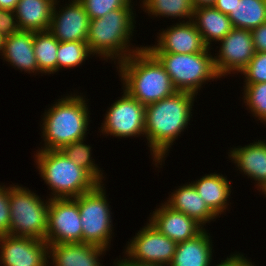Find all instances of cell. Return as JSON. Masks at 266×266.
Segmentation results:
<instances>
[{
	"label": "cell",
	"instance_id": "6da1fadb",
	"mask_svg": "<svg viewBox=\"0 0 266 266\" xmlns=\"http://www.w3.org/2000/svg\"><path fill=\"white\" fill-rule=\"evenodd\" d=\"M194 97L195 94L177 91L158 102L146 105L145 137L156 167L162 165L169 148L188 126Z\"/></svg>",
	"mask_w": 266,
	"mask_h": 266
},
{
	"label": "cell",
	"instance_id": "7a4b0ae2",
	"mask_svg": "<svg viewBox=\"0 0 266 266\" xmlns=\"http://www.w3.org/2000/svg\"><path fill=\"white\" fill-rule=\"evenodd\" d=\"M118 68L122 89L145 106L177 92L166 70L145 47L117 63Z\"/></svg>",
	"mask_w": 266,
	"mask_h": 266
},
{
	"label": "cell",
	"instance_id": "3957f363",
	"mask_svg": "<svg viewBox=\"0 0 266 266\" xmlns=\"http://www.w3.org/2000/svg\"><path fill=\"white\" fill-rule=\"evenodd\" d=\"M132 3L90 21L86 42L93 56H101L104 60L115 59L119 63L144 48L140 46L134 49L133 46L131 49L130 46L129 39L136 23Z\"/></svg>",
	"mask_w": 266,
	"mask_h": 266
},
{
	"label": "cell",
	"instance_id": "277c9868",
	"mask_svg": "<svg viewBox=\"0 0 266 266\" xmlns=\"http://www.w3.org/2000/svg\"><path fill=\"white\" fill-rule=\"evenodd\" d=\"M85 99L82 95L71 94L45 110L42 118L45 143L40 150H61L67 144L86 139L90 111Z\"/></svg>",
	"mask_w": 266,
	"mask_h": 266
},
{
	"label": "cell",
	"instance_id": "5b68a950",
	"mask_svg": "<svg viewBox=\"0 0 266 266\" xmlns=\"http://www.w3.org/2000/svg\"><path fill=\"white\" fill-rule=\"evenodd\" d=\"M34 157L40 176L52 190V199L75 198L99 184L62 150H39Z\"/></svg>",
	"mask_w": 266,
	"mask_h": 266
},
{
	"label": "cell",
	"instance_id": "8992f818",
	"mask_svg": "<svg viewBox=\"0 0 266 266\" xmlns=\"http://www.w3.org/2000/svg\"><path fill=\"white\" fill-rule=\"evenodd\" d=\"M209 47L199 53H151L168 73L177 91L197 95L209 80L220 78L214 67Z\"/></svg>",
	"mask_w": 266,
	"mask_h": 266
},
{
	"label": "cell",
	"instance_id": "52a82bcc",
	"mask_svg": "<svg viewBox=\"0 0 266 266\" xmlns=\"http://www.w3.org/2000/svg\"><path fill=\"white\" fill-rule=\"evenodd\" d=\"M10 235L45 240L48 228L49 198L19 185H10Z\"/></svg>",
	"mask_w": 266,
	"mask_h": 266
},
{
	"label": "cell",
	"instance_id": "ba28073f",
	"mask_svg": "<svg viewBox=\"0 0 266 266\" xmlns=\"http://www.w3.org/2000/svg\"><path fill=\"white\" fill-rule=\"evenodd\" d=\"M99 183L93 190L73 198L79 207L82 243L108 249L112 239V217L105 186Z\"/></svg>",
	"mask_w": 266,
	"mask_h": 266
},
{
	"label": "cell",
	"instance_id": "9c48e42d",
	"mask_svg": "<svg viewBox=\"0 0 266 266\" xmlns=\"http://www.w3.org/2000/svg\"><path fill=\"white\" fill-rule=\"evenodd\" d=\"M122 93V97L108 108L100 132L119 138L145 136L146 106L124 89Z\"/></svg>",
	"mask_w": 266,
	"mask_h": 266
},
{
	"label": "cell",
	"instance_id": "30bf717a",
	"mask_svg": "<svg viewBox=\"0 0 266 266\" xmlns=\"http://www.w3.org/2000/svg\"><path fill=\"white\" fill-rule=\"evenodd\" d=\"M146 225L128 242L126 257L138 263L169 266L177 243L159 232L150 222Z\"/></svg>",
	"mask_w": 266,
	"mask_h": 266
},
{
	"label": "cell",
	"instance_id": "8fae6325",
	"mask_svg": "<svg viewBox=\"0 0 266 266\" xmlns=\"http://www.w3.org/2000/svg\"><path fill=\"white\" fill-rule=\"evenodd\" d=\"M78 203L73 198H49L48 244L82 243V227Z\"/></svg>",
	"mask_w": 266,
	"mask_h": 266
},
{
	"label": "cell",
	"instance_id": "7c38bea8",
	"mask_svg": "<svg viewBox=\"0 0 266 266\" xmlns=\"http://www.w3.org/2000/svg\"><path fill=\"white\" fill-rule=\"evenodd\" d=\"M219 53L213 57L216 73L221 78L240 73L255 55L253 36L250 30L233 28L222 40Z\"/></svg>",
	"mask_w": 266,
	"mask_h": 266
},
{
	"label": "cell",
	"instance_id": "4fadbf2b",
	"mask_svg": "<svg viewBox=\"0 0 266 266\" xmlns=\"http://www.w3.org/2000/svg\"><path fill=\"white\" fill-rule=\"evenodd\" d=\"M2 266H49L48 243L29 237L0 236Z\"/></svg>",
	"mask_w": 266,
	"mask_h": 266
},
{
	"label": "cell",
	"instance_id": "5bb4252c",
	"mask_svg": "<svg viewBox=\"0 0 266 266\" xmlns=\"http://www.w3.org/2000/svg\"><path fill=\"white\" fill-rule=\"evenodd\" d=\"M59 1H55L49 31L59 42L87 41L90 17L79 0L56 10Z\"/></svg>",
	"mask_w": 266,
	"mask_h": 266
},
{
	"label": "cell",
	"instance_id": "9a60e30c",
	"mask_svg": "<svg viewBox=\"0 0 266 266\" xmlns=\"http://www.w3.org/2000/svg\"><path fill=\"white\" fill-rule=\"evenodd\" d=\"M158 35L157 45L145 46L150 53L194 54L208 48L192 20L176 23Z\"/></svg>",
	"mask_w": 266,
	"mask_h": 266
},
{
	"label": "cell",
	"instance_id": "2e32d148",
	"mask_svg": "<svg viewBox=\"0 0 266 266\" xmlns=\"http://www.w3.org/2000/svg\"><path fill=\"white\" fill-rule=\"evenodd\" d=\"M149 222L163 235L176 243L190 240L200 234L203 228L194 219L166 203L152 212Z\"/></svg>",
	"mask_w": 266,
	"mask_h": 266
},
{
	"label": "cell",
	"instance_id": "e0dca14e",
	"mask_svg": "<svg viewBox=\"0 0 266 266\" xmlns=\"http://www.w3.org/2000/svg\"><path fill=\"white\" fill-rule=\"evenodd\" d=\"M107 249L88 243L48 244L53 266H102L99 257Z\"/></svg>",
	"mask_w": 266,
	"mask_h": 266
},
{
	"label": "cell",
	"instance_id": "ac0fdd59",
	"mask_svg": "<svg viewBox=\"0 0 266 266\" xmlns=\"http://www.w3.org/2000/svg\"><path fill=\"white\" fill-rule=\"evenodd\" d=\"M266 140L254 141L244 147H238L230 150L228 156L234 161L236 167L253 179L258 190H266Z\"/></svg>",
	"mask_w": 266,
	"mask_h": 266
},
{
	"label": "cell",
	"instance_id": "d6986e66",
	"mask_svg": "<svg viewBox=\"0 0 266 266\" xmlns=\"http://www.w3.org/2000/svg\"><path fill=\"white\" fill-rule=\"evenodd\" d=\"M33 43L34 32L32 31H19L5 37L1 54L3 60L10 62V65L26 73H41L34 54Z\"/></svg>",
	"mask_w": 266,
	"mask_h": 266
},
{
	"label": "cell",
	"instance_id": "ffe728a7",
	"mask_svg": "<svg viewBox=\"0 0 266 266\" xmlns=\"http://www.w3.org/2000/svg\"><path fill=\"white\" fill-rule=\"evenodd\" d=\"M172 192L166 204L174 210L181 211L194 219L202 227L217 216L208 208L202 197L198 194L192 182L179 186Z\"/></svg>",
	"mask_w": 266,
	"mask_h": 266
},
{
	"label": "cell",
	"instance_id": "44dd1931",
	"mask_svg": "<svg viewBox=\"0 0 266 266\" xmlns=\"http://www.w3.org/2000/svg\"><path fill=\"white\" fill-rule=\"evenodd\" d=\"M55 1L19 0L14 11L20 31L48 30Z\"/></svg>",
	"mask_w": 266,
	"mask_h": 266
},
{
	"label": "cell",
	"instance_id": "7402d4cb",
	"mask_svg": "<svg viewBox=\"0 0 266 266\" xmlns=\"http://www.w3.org/2000/svg\"><path fill=\"white\" fill-rule=\"evenodd\" d=\"M192 21L209 48L213 41L222 40L233 29L228 15L214 6L195 8Z\"/></svg>",
	"mask_w": 266,
	"mask_h": 266
},
{
	"label": "cell",
	"instance_id": "603a6c76",
	"mask_svg": "<svg viewBox=\"0 0 266 266\" xmlns=\"http://www.w3.org/2000/svg\"><path fill=\"white\" fill-rule=\"evenodd\" d=\"M204 229L196 237L177 243L169 266H209L212 262V240Z\"/></svg>",
	"mask_w": 266,
	"mask_h": 266
},
{
	"label": "cell",
	"instance_id": "cb8c5ba5",
	"mask_svg": "<svg viewBox=\"0 0 266 266\" xmlns=\"http://www.w3.org/2000/svg\"><path fill=\"white\" fill-rule=\"evenodd\" d=\"M230 183L222 174L211 173L192 184L208 208L218 217L229 205L227 202L232 188Z\"/></svg>",
	"mask_w": 266,
	"mask_h": 266
},
{
	"label": "cell",
	"instance_id": "d4e9b609",
	"mask_svg": "<svg viewBox=\"0 0 266 266\" xmlns=\"http://www.w3.org/2000/svg\"><path fill=\"white\" fill-rule=\"evenodd\" d=\"M228 17L233 28L252 31L266 23V0H236Z\"/></svg>",
	"mask_w": 266,
	"mask_h": 266
},
{
	"label": "cell",
	"instance_id": "484cf974",
	"mask_svg": "<svg viewBox=\"0 0 266 266\" xmlns=\"http://www.w3.org/2000/svg\"><path fill=\"white\" fill-rule=\"evenodd\" d=\"M34 54L39 71L43 74L57 72V51L59 41L49 31L34 32Z\"/></svg>",
	"mask_w": 266,
	"mask_h": 266
},
{
	"label": "cell",
	"instance_id": "4316f807",
	"mask_svg": "<svg viewBox=\"0 0 266 266\" xmlns=\"http://www.w3.org/2000/svg\"><path fill=\"white\" fill-rule=\"evenodd\" d=\"M143 7L148 14L162 17L186 18L192 20L195 7L192 0H143Z\"/></svg>",
	"mask_w": 266,
	"mask_h": 266
},
{
	"label": "cell",
	"instance_id": "83f0119b",
	"mask_svg": "<svg viewBox=\"0 0 266 266\" xmlns=\"http://www.w3.org/2000/svg\"><path fill=\"white\" fill-rule=\"evenodd\" d=\"M93 55L86 41L59 42L57 51V71L81 65L87 57Z\"/></svg>",
	"mask_w": 266,
	"mask_h": 266
},
{
	"label": "cell",
	"instance_id": "f1b7e54d",
	"mask_svg": "<svg viewBox=\"0 0 266 266\" xmlns=\"http://www.w3.org/2000/svg\"><path fill=\"white\" fill-rule=\"evenodd\" d=\"M61 150L79 167L87 170L99 183H103V173L97 164L94 163V159L91 157V146L86 145L84 139L67 144Z\"/></svg>",
	"mask_w": 266,
	"mask_h": 266
},
{
	"label": "cell",
	"instance_id": "f546056e",
	"mask_svg": "<svg viewBox=\"0 0 266 266\" xmlns=\"http://www.w3.org/2000/svg\"><path fill=\"white\" fill-rule=\"evenodd\" d=\"M243 98L245 105L261 122L266 123V82L257 84H244Z\"/></svg>",
	"mask_w": 266,
	"mask_h": 266
},
{
	"label": "cell",
	"instance_id": "4dcf8cb0",
	"mask_svg": "<svg viewBox=\"0 0 266 266\" xmlns=\"http://www.w3.org/2000/svg\"><path fill=\"white\" fill-rule=\"evenodd\" d=\"M90 20L101 18L110 11L126 7L132 0H79Z\"/></svg>",
	"mask_w": 266,
	"mask_h": 266
},
{
	"label": "cell",
	"instance_id": "1f68e13d",
	"mask_svg": "<svg viewBox=\"0 0 266 266\" xmlns=\"http://www.w3.org/2000/svg\"><path fill=\"white\" fill-rule=\"evenodd\" d=\"M245 75V84L266 82V52H256L249 64L240 72Z\"/></svg>",
	"mask_w": 266,
	"mask_h": 266
},
{
	"label": "cell",
	"instance_id": "d6a6232c",
	"mask_svg": "<svg viewBox=\"0 0 266 266\" xmlns=\"http://www.w3.org/2000/svg\"><path fill=\"white\" fill-rule=\"evenodd\" d=\"M9 190L10 186L0 185V236L10 234Z\"/></svg>",
	"mask_w": 266,
	"mask_h": 266
},
{
	"label": "cell",
	"instance_id": "836d02e7",
	"mask_svg": "<svg viewBox=\"0 0 266 266\" xmlns=\"http://www.w3.org/2000/svg\"><path fill=\"white\" fill-rule=\"evenodd\" d=\"M19 31L15 11L0 9V34L8 37Z\"/></svg>",
	"mask_w": 266,
	"mask_h": 266
},
{
	"label": "cell",
	"instance_id": "e575fe53",
	"mask_svg": "<svg viewBox=\"0 0 266 266\" xmlns=\"http://www.w3.org/2000/svg\"><path fill=\"white\" fill-rule=\"evenodd\" d=\"M251 32L255 52H266V23L254 28Z\"/></svg>",
	"mask_w": 266,
	"mask_h": 266
},
{
	"label": "cell",
	"instance_id": "d590c367",
	"mask_svg": "<svg viewBox=\"0 0 266 266\" xmlns=\"http://www.w3.org/2000/svg\"><path fill=\"white\" fill-rule=\"evenodd\" d=\"M235 4L236 0H216L213 6L223 14L229 15L233 12Z\"/></svg>",
	"mask_w": 266,
	"mask_h": 266
},
{
	"label": "cell",
	"instance_id": "8d00e7d4",
	"mask_svg": "<svg viewBox=\"0 0 266 266\" xmlns=\"http://www.w3.org/2000/svg\"><path fill=\"white\" fill-rule=\"evenodd\" d=\"M246 257L243 254H233L227 257L225 260H221V263L216 264L215 266H238ZM211 266V264L209 265Z\"/></svg>",
	"mask_w": 266,
	"mask_h": 266
},
{
	"label": "cell",
	"instance_id": "74e56055",
	"mask_svg": "<svg viewBox=\"0 0 266 266\" xmlns=\"http://www.w3.org/2000/svg\"><path fill=\"white\" fill-rule=\"evenodd\" d=\"M124 258L122 260L117 261V263H114L115 266H164V265H157V264H143V263L131 261L126 257Z\"/></svg>",
	"mask_w": 266,
	"mask_h": 266
},
{
	"label": "cell",
	"instance_id": "f35d334b",
	"mask_svg": "<svg viewBox=\"0 0 266 266\" xmlns=\"http://www.w3.org/2000/svg\"><path fill=\"white\" fill-rule=\"evenodd\" d=\"M19 0H0V9L14 11Z\"/></svg>",
	"mask_w": 266,
	"mask_h": 266
},
{
	"label": "cell",
	"instance_id": "ab89813d",
	"mask_svg": "<svg viewBox=\"0 0 266 266\" xmlns=\"http://www.w3.org/2000/svg\"><path fill=\"white\" fill-rule=\"evenodd\" d=\"M216 0H192L193 6L195 8L203 6H213Z\"/></svg>",
	"mask_w": 266,
	"mask_h": 266
},
{
	"label": "cell",
	"instance_id": "60d3db41",
	"mask_svg": "<svg viewBox=\"0 0 266 266\" xmlns=\"http://www.w3.org/2000/svg\"><path fill=\"white\" fill-rule=\"evenodd\" d=\"M238 266H254L248 259H244ZM256 266V265H255Z\"/></svg>",
	"mask_w": 266,
	"mask_h": 266
},
{
	"label": "cell",
	"instance_id": "b9f144b4",
	"mask_svg": "<svg viewBox=\"0 0 266 266\" xmlns=\"http://www.w3.org/2000/svg\"><path fill=\"white\" fill-rule=\"evenodd\" d=\"M5 37L0 34V53L2 54Z\"/></svg>",
	"mask_w": 266,
	"mask_h": 266
}]
</instances>
